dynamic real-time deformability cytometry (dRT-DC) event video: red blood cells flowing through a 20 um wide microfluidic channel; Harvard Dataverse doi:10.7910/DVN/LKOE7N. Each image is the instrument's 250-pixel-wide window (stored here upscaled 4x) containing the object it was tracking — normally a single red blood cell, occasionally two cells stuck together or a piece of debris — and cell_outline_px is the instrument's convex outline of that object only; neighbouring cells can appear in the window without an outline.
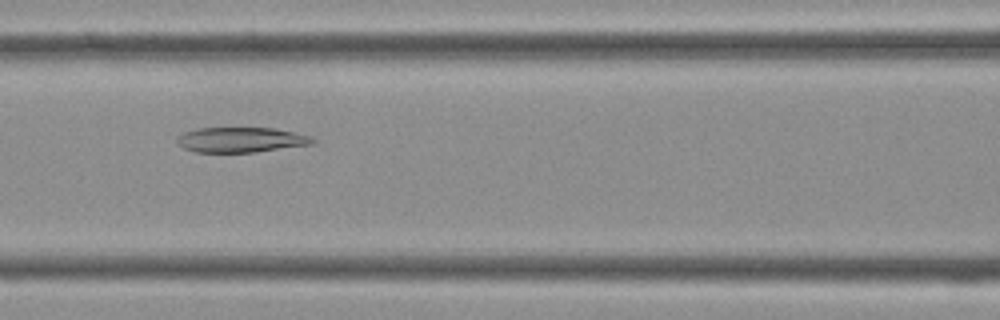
{"species": "Egyptian fruit bat (a non-hibernating species)", "species_latin": "Rousettus aegyptiacus", "temperature_condition": "cold", "stored_images_in_passage": 33, "camera_frame_rate_fps": 3000, "um_per_image_px": 0.085, "frame": {"image": 1, "passage_image": 9, "time_ms": 2.667, "image_size_px": [1000, 320], "cell_outline_px": [[316, 140], [312, 144], [256, 152], [196, 152], [184, 148], [176, 144], [176, 136], [184, 132], [196, 128], [276, 128], [312, 136]], "centroid_in_image_um": [20.46, 11.88], "position_along_channel_um": 146.1, "area_um2": 20.0}}
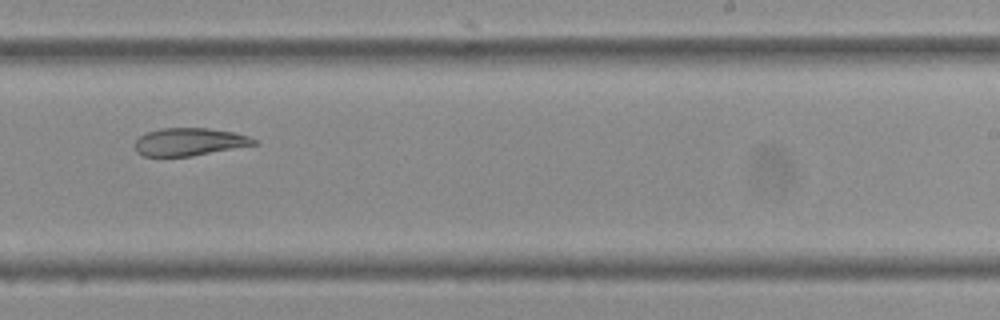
{"frame": {"image": 2, "passage_image": 17, "time_ms": 5.333, "image_size_px": [1000, 320], "cell_outline_px": [[260, 144], [192, 156], [144, 156], [136, 152], [136, 140], [140, 136], [148, 132], [160, 128], [208, 128], [236, 132], [248, 136], [256, 140]], "centroid_in_image_um": [16.15, 12.05], "position_along_channel_um": 272.9, "area_um2": 19.31}}
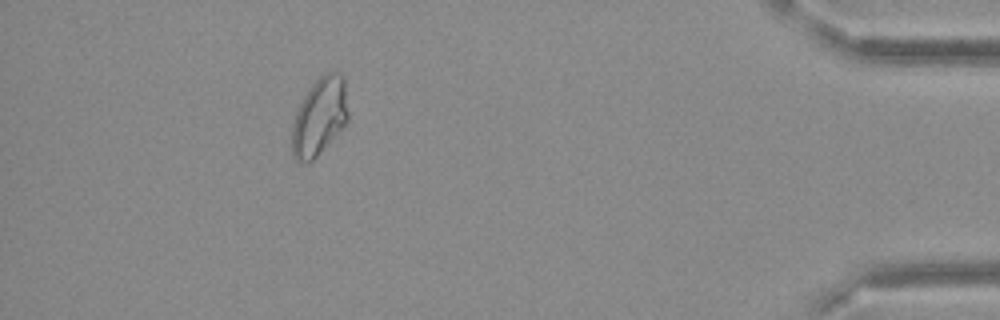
{"frame": {"image": 3, "passage_image": 29, "time_ms": 9.333, "image_size_px": [1000, 320], "cell_outline_px": [[348, 120], [344, 128], [308, 164], [300, 164], [292, 156], [292, 124], [296, 112], [308, 88], [320, 76], [328, 72], [340, 72], [344, 76], [348, 112]], "centroid_in_image_um": [27.16, 9.93], "position_along_channel_um": 408.0, "area_um2": 25.72}}